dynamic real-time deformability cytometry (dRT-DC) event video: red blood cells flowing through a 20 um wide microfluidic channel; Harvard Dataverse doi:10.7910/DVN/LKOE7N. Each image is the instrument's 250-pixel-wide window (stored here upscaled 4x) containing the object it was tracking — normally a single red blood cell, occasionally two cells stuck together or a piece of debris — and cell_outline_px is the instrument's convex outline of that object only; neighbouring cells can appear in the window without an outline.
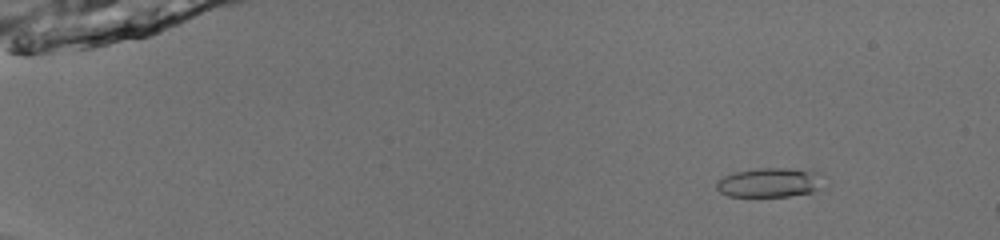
{"species": "common noctule bat (a hibernating species)", "species_latin": "Nyctalus noctula", "temperature_condition": "room temperature", "stored_images_in_passage": 44, "camera_frame_rate_fps": 3000, "um_per_image_px": 0.085, "animal": {"sex": "male", "body_mass_g": 13.0, "forearm_length_mm": 53.1}, "frame": {"image": 1, "passage_image": 4, "time_ms": 1.0, "image_size_px": [1000, 240], "cell_outline_px": [[828, 188], [812, 192], [788, 196], [728, 196], [720, 192], [716, 188], [716, 184], [724, 176], [732, 172], [760, 168], [788, 168], [820, 172]], "centroid_in_image_um": [65.53, 15.51], "position_along_channel_um": 19.5, "area_um2": 18.73}}
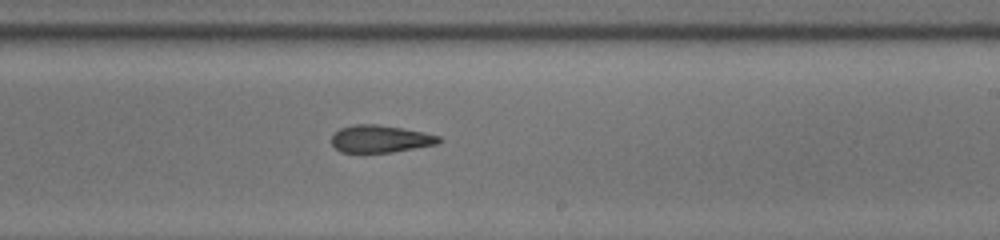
{"frame": {"image": 2, "passage_image": 31, "time_ms": 10.0, "image_size_px": [1000, 240], "cell_outline_px": [[444, 140], [436, 144], [392, 152], [340, 152], [332, 144], [332, 136], [340, 128], [352, 124], [376, 124], [424, 132], [440, 136]], "centroid_in_image_um": [32.33, 11.8], "position_along_channel_um": 256.7, "area_um2": 16.99}}
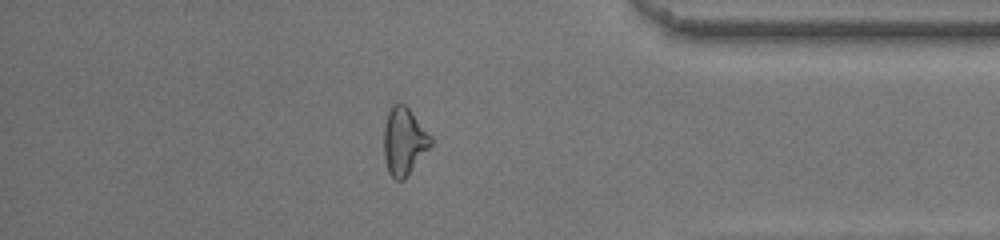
{"frame": {"image": 3, "passage_image": 43, "time_ms": 14.0, "image_size_px": [1000, 240], "cell_outline_px": [[432, 144], [404, 180], [396, 180], [388, 172], [384, 156], [384, 124], [388, 112], [392, 104], [404, 104], [408, 108], [432, 136]], "centroid_in_image_um": [34.33, 12.01], "position_along_channel_um": 400.9, "area_um2": 18.32}}